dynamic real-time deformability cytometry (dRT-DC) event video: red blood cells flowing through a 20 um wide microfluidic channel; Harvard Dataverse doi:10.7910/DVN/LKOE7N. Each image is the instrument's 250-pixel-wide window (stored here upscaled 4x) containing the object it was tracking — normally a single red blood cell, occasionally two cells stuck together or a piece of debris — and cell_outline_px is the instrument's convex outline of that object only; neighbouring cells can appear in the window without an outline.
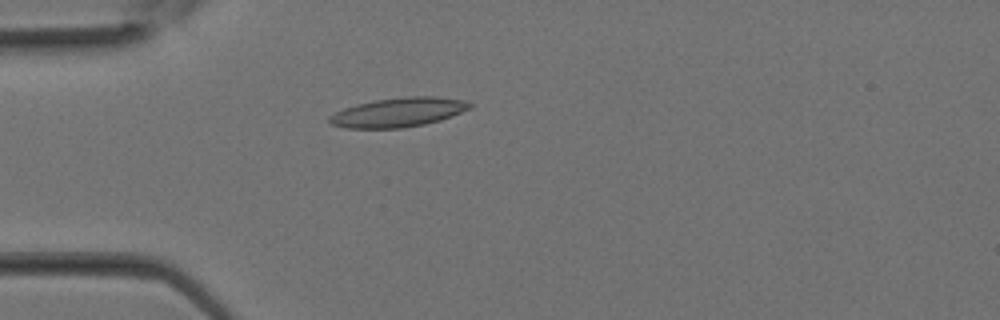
{"species": "Egyptian fruit bat (a non-hibernating species)", "species_latin": "Rousettus aegyptiacus", "temperature_condition": "room temperature", "stored_images_in_passage": 31, "camera_frame_rate_fps": 3000, "um_per_image_px": 0.085, "animal": {"sex": "female"}, "frame": {"image": 1, "passage_image": 9, "time_ms": 2.667, "image_size_px": [1000, 320], "cell_outline_px": [[472, 108], [440, 120], [424, 124], [404, 128], [344, 128], [332, 124], [328, 120], [328, 116], [344, 108], [376, 100], [408, 96], [436, 96], [464, 100], [472, 104]], "centroid_in_image_um": [33.88, 9.55], "position_along_channel_um": 51.1, "area_um2": 23.81}}
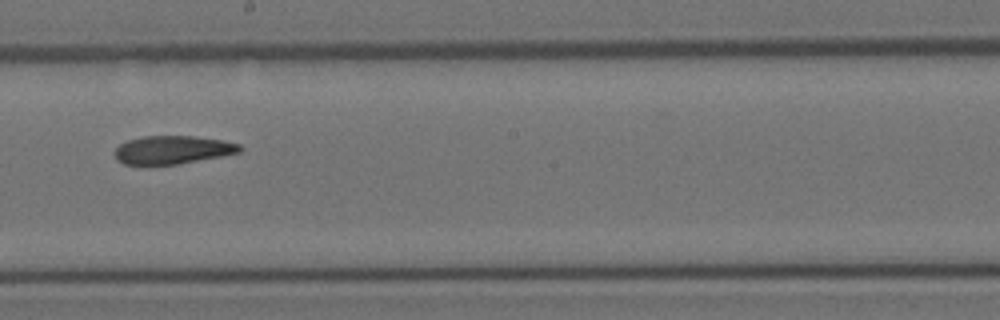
{"frame": {"image": 2, "passage_image": 18, "time_ms": 5.667, "image_size_px": [1000, 320], "cell_outline_px": [[244, 148], [240, 152], [220, 156], [176, 164], [148, 168], [124, 164], [116, 160], [116, 148], [120, 144], [128, 140], [144, 136], [192, 136], [220, 140], [240, 144]], "centroid_in_image_um": [14.6, 12.78], "position_along_channel_um": 233.6, "area_um2": 20.98}}
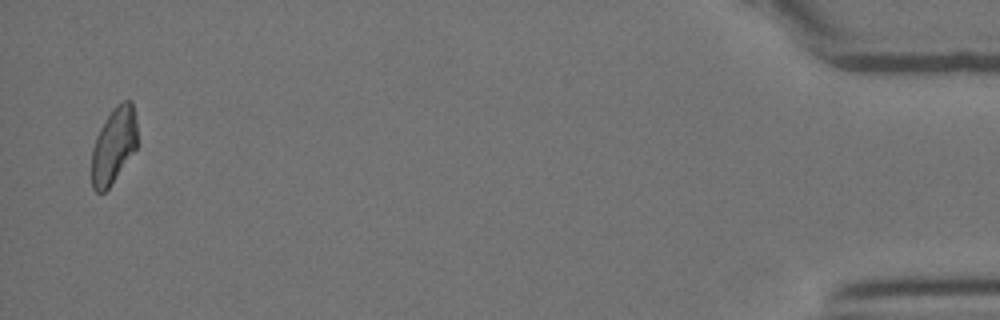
{"frame": {"image": 3, "passage_image": 31, "time_ms": 10.0, "image_size_px": [1000, 320], "cell_outline_px": [[136, 148], [108, 188], [104, 192], [96, 192], [92, 188], [92, 148], [96, 136], [104, 120], [112, 108], [116, 104], [124, 100], [132, 100], [136, 116]], "centroid_in_image_um": [9.65, 12.32], "position_along_channel_um": 425.5, "area_um2": 20.11}}